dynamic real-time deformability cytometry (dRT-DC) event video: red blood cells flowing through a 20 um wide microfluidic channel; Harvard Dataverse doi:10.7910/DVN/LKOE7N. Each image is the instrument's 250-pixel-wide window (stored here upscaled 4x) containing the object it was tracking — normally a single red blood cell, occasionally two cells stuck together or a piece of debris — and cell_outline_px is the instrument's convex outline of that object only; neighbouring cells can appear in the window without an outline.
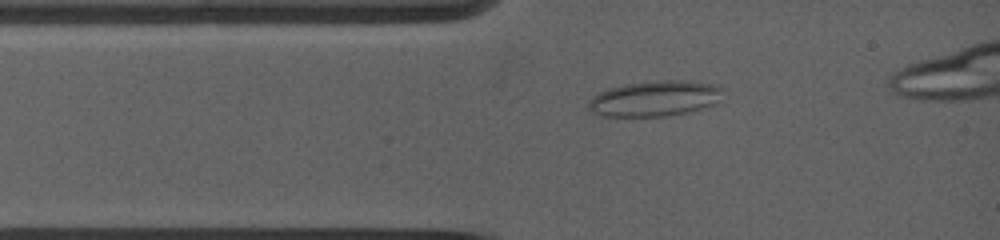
{"species": "common noctule bat (a hibernating species)", "species_latin": "Nyctalus noctula", "temperature_condition": "warm", "stored_images_in_passage": 17, "camera_frame_rate_fps": 5000, "um_per_image_px": 0.085, "animal": {"sex": "female", "body_mass_g": 19.0, "forearm_length_mm": 53.3}, "frame": {"image": 1, "passage_image": 4, "time_ms": 1.4, "image_size_px": [1000, 240], "cell_outline_px": [[724, 88], [720, 104], [688, 112], [664, 116], [600, 116], [592, 112], [588, 108], [588, 100], [592, 96], [600, 92], [624, 84], [656, 80], [688, 80], [720, 84]], "centroid_in_image_um": [55.76, 8.36], "position_along_channel_um": 29.2, "area_um2": 28.5}}
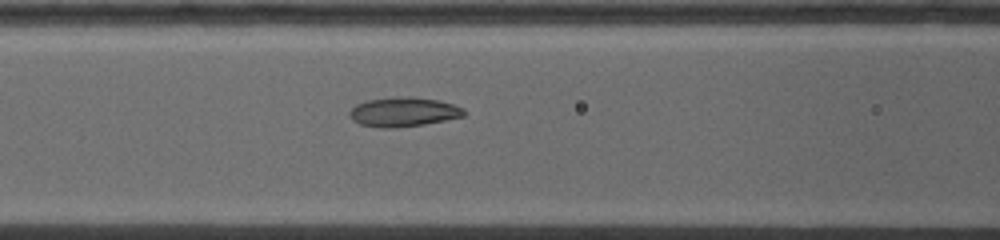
{"frame": {"image": 2, "passage_image": 10, "time_ms": 4.2, "image_size_px": [1000, 240], "cell_outline_px": [[464, 116], [424, 124], [396, 128], [380, 128], [360, 124], [352, 120], [348, 116], [348, 112], [356, 104], [368, 100], [396, 96], [412, 96], [440, 100], [464, 108]], "centroid_in_image_um": [34.26, 9.51], "position_along_channel_um": 132.3, "area_um2": 19.77}}
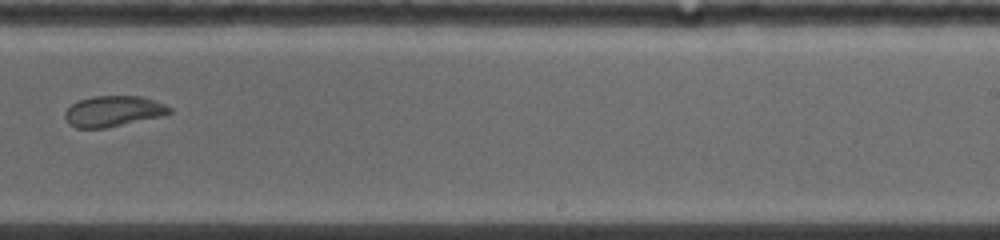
{"frame": {"image": 3, "passage_image": 16, "time_ms": 8.0, "image_size_px": [1000, 240], "cell_outline_px": [[172, 112], [160, 116], [104, 128], [76, 128], [68, 124], [64, 116], [64, 112], [72, 104], [80, 100], [92, 96], [140, 96], [164, 104], [172, 108]], "centroid_in_image_um": [9.58, 9.45], "position_along_channel_um": 279.4, "area_um2": 18.5}}